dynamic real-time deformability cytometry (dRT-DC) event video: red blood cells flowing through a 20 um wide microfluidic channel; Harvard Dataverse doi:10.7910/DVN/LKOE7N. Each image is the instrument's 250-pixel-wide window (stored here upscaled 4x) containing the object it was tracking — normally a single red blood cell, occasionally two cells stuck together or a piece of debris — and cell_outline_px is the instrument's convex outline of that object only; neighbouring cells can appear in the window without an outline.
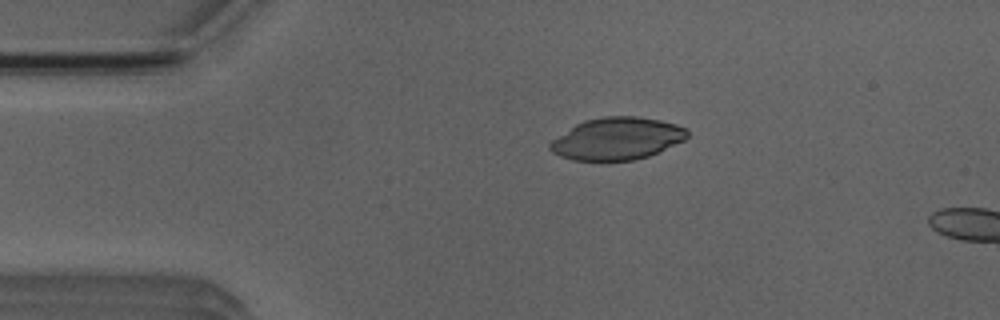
{"species": "Egyptian fruit bat (a non-hibernating species)", "species_latin": "Rousettus aegyptiacus", "temperature_condition": "room temperature", "stored_images_in_passage": 4, "camera_frame_rate_fps": 3000, "um_per_image_px": 0.085, "animal": {"sex": "male"}, "frame": {"image": 1, "passage_image": 3, "time_ms": 2.333, "image_size_px": [1000, 320], "cell_outline_px": [[688, 136], [684, 140], [648, 156], [632, 160], [572, 160], [560, 156], [552, 152], [548, 148], [548, 144], [552, 140], [576, 124], [584, 120], [604, 116], [636, 116], [660, 120], [676, 124], [684, 128], [688, 132]], "centroid_in_image_um": [52.42, 11.78], "position_along_channel_um": 32.6, "area_um2": 33.52}}